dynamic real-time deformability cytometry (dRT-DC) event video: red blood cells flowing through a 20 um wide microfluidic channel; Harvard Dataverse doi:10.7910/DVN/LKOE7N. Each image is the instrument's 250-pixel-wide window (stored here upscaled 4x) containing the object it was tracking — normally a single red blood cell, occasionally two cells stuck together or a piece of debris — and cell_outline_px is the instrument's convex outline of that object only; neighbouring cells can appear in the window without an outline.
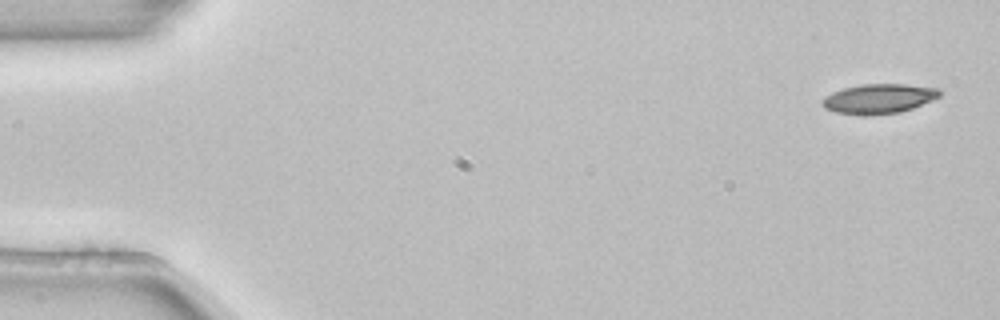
{"species": "common noctule bat (a hibernating species)", "species_latin": "Nyctalus noctula", "temperature_condition": "room temperature", "stored_images_in_passage": 4, "camera_frame_rate_fps": 3000, "um_per_image_px": 0.085, "animal": {"sex": "female", "body_mass_g": 22.7, "forearm_length_mm": 54.2}, "frame": {"image": 1, "passage_image": 1, "time_ms": 0.0, "image_size_px": [1000, 320], "cell_outline_px": [[940, 96], [932, 100], [912, 108], [900, 112], [836, 112], [824, 108], [820, 104], [820, 100], [824, 96], [832, 92], [844, 88], [864, 84], [908, 84], [940, 88]], "centroid_in_image_um": [74.71, 8.33], "position_along_channel_um": 10.3, "area_um2": 19.54}}
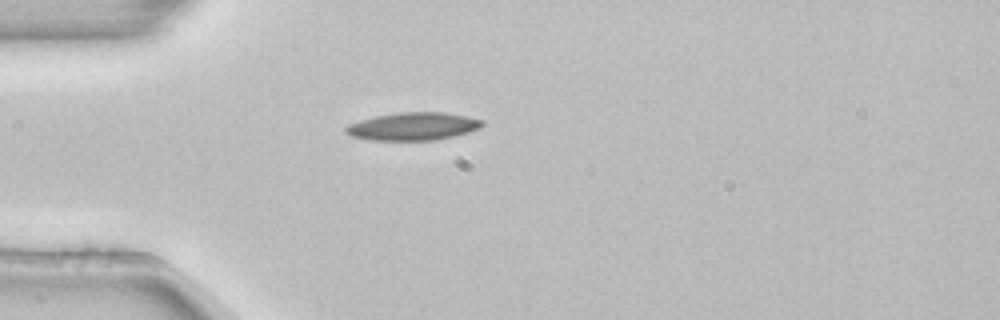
{"frame": {"image": 2, "passage_image": 4, "time_ms": 1.0, "image_size_px": [1000, 320], "cell_outline_px": [[484, 124], [480, 128], [456, 136], [436, 140], [368, 140], [352, 136], [344, 132], [344, 128], [348, 124], [360, 120], [376, 116], [400, 112], [444, 112], [484, 120]], "centroid_in_image_um": [35.11, 10.74], "position_along_channel_um": 49.9, "area_um2": 22.2}}